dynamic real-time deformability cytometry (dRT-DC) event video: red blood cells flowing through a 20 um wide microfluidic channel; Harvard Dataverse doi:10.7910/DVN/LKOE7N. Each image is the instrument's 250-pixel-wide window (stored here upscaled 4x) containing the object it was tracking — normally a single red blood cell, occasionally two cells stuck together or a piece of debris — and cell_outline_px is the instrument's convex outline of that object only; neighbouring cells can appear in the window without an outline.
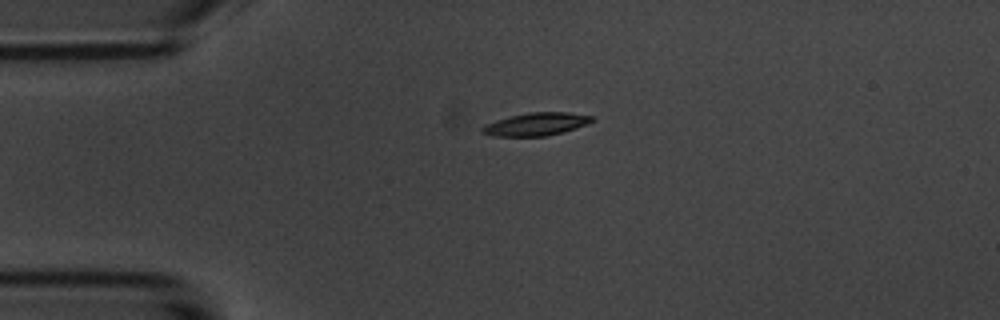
{"species": "common noctule bat (a hibernating species)", "species_latin": "Nyctalus noctula", "temperature_condition": "room temperature", "stored_images_in_passage": 3, "camera_frame_rate_fps": 3000, "um_per_image_px": 0.085, "animal": {"sex": "male", "body_mass_g": 20.1, "forearm_length_mm": 53.5}, "frame": {"image": 1, "passage_image": 1, "time_ms": 0.0, "image_size_px": [1000, 320], "cell_outline_px": [[596, 120], [588, 124], [564, 132], [544, 136], [492, 136], [480, 132], [480, 128], [484, 124], [508, 116], [528, 112], [568, 112], [592, 116]], "centroid_in_image_um": [45.55, 10.55], "position_along_channel_um": 39.4, "area_um2": 14.85}}
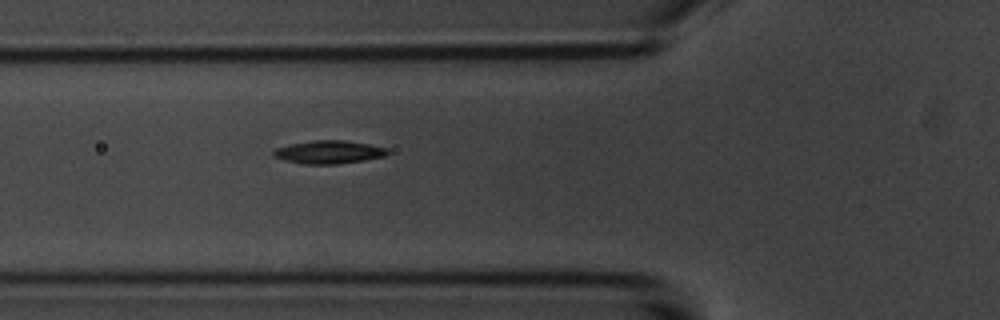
{"frame": {"image": 2, "passage_image": 3, "time_ms": 2.333, "image_size_px": [1000, 320], "cell_outline_px": [[388, 152], [384, 156], [364, 160], [336, 164], [304, 164], [284, 160], [272, 156], [272, 152], [276, 148], [292, 144], [312, 140], [344, 140], [368, 144], [388, 148]], "centroid_in_image_um": [27.93, 12.93], "position_along_channel_um": 97.9, "area_um2": 15.26}}